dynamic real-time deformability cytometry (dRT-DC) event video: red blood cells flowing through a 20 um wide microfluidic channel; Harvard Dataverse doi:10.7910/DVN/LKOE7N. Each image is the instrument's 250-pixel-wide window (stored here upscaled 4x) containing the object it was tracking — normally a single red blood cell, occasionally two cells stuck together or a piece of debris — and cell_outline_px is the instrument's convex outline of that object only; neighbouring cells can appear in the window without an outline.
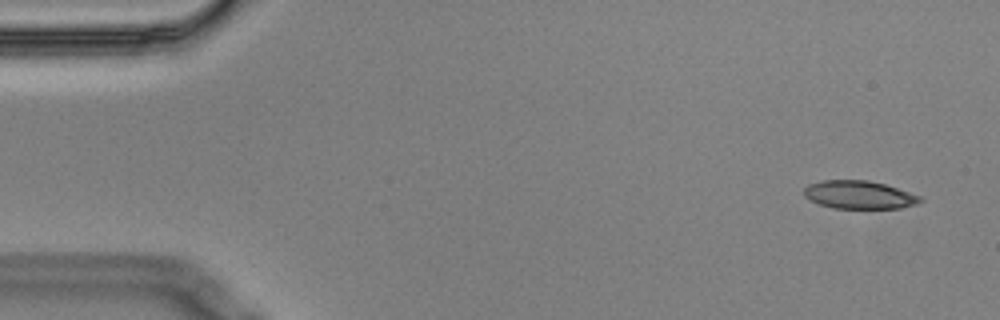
{"species": "Egyptian fruit bat (a non-hibernating species)", "species_latin": "Rousettus aegyptiacus", "temperature_condition": "cold", "stored_images_in_passage": 5, "camera_frame_rate_fps": 3000, "um_per_image_px": 0.085, "animal": {"sex": "male"}, "frame": {"image": 1, "passage_image": 1, "time_ms": 0.0, "image_size_px": [1000, 320], "cell_outline_px": [[924, 200], [916, 204], [900, 208], [832, 208], [820, 204], [804, 196], [804, 188], [808, 184], [824, 180], [868, 180], [884, 184], [924, 196]], "centroid_in_image_um": [73.07, 16.55], "position_along_channel_um": 11.9, "area_um2": 19.07}}
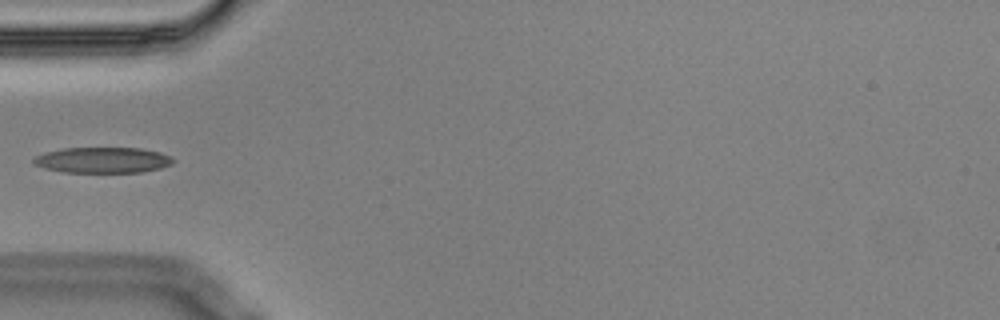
{"frame": {"image": 2, "passage_image": 5, "time_ms": 1.333, "image_size_px": [1000, 320], "cell_outline_px": [[176, 160], [172, 164], [160, 168], [140, 172], [64, 172], [44, 168], [32, 164], [32, 160], [36, 156], [44, 152], [64, 148], [140, 148], [160, 152]], "centroid_in_image_um": [8.7, 13.6], "position_along_channel_um": 76.3, "area_um2": 20.92}}